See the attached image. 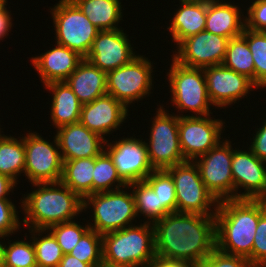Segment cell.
<instances>
[{
  "instance_id": "obj_5",
  "label": "cell",
  "mask_w": 266,
  "mask_h": 267,
  "mask_svg": "<svg viewBox=\"0 0 266 267\" xmlns=\"http://www.w3.org/2000/svg\"><path fill=\"white\" fill-rule=\"evenodd\" d=\"M51 10L56 43L86 58L100 29L92 24L72 0H60Z\"/></svg>"
},
{
  "instance_id": "obj_28",
  "label": "cell",
  "mask_w": 266,
  "mask_h": 267,
  "mask_svg": "<svg viewBox=\"0 0 266 267\" xmlns=\"http://www.w3.org/2000/svg\"><path fill=\"white\" fill-rule=\"evenodd\" d=\"M4 136L0 140V174L12 179L17 184V176L24 173L25 147L24 138Z\"/></svg>"
},
{
  "instance_id": "obj_23",
  "label": "cell",
  "mask_w": 266,
  "mask_h": 267,
  "mask_svg": "<svg viewBox=\"0 0 266 267\" xmlns=\"http://www.w3.org/2000/svg\"><path fill=\"white\" fill-rule=\"evenodd\" d=\"M244 28L245 20L242 21L238 6L207 0L205 31L231 39L242 35Z\"/></svg>"
},
{
  "instance_id": "obj_17",
  "label": "cell",
  "mask_w": 266,
  "mask_h": 267,
  "mask_svg": "<svg viewBox=\"0 0 266 267\" xmlns=\"http://www.w3.org/2000/svg\"><path fill=\"white\" fill-rule=\"evenodd\" d=\"M132 48L123 30H100L85 59L107 73L136 57Z\"/></svg>"
},
{
  "instance_id": "obj_36",
  "label": "cell",
  "mask_w": 266,
  "mask_h": 267,
  "mask_svg": "<svg viewBox=\"0 0 266 267\" xmlns=\"http://www.w3.org/2000/svg\"><path fill=\"white\" fill-rule=\"evenodd\" d=\"M30 241L16 240L8 246L4 245L3 267H37L35 249Z\"/></svg>"
},
{
  "instance_id": "obj_31",
  "label": "cell",
  "mask_w": 266,
  "mask_h": 267,
  "mask_svg": "<svg viewBox=\"0 0 266 267\" xmlns=\"http://www.w3.org/2000/svg\"><path fill=\"white\" fill-rule=\"evenodd\" d=\"M128 186L133 188L137 216L139 213L143 214V216L145 214L148 217L147 222L154 223L168 214L159 204L158 196L145 181H138ZM149 219L152 221H149Z\"/></svg>"
},
{
  "instance_id": "obj_40",
  "label": "cell",
  "mask_w": 266,
  "mask_h": 267,
  "mask_svg": "<svg viewBox=\"0 0 266 267\" xmlns=\"http://www.w3.org/2000/svg\"><path fill=\"white\" fill-rule=\"evenodd\" d=\"M16 206L9 199H0V235L9 236L19 229Z\"/></svg>"
},
{
  "instance_id": "obj_1",
  "label": "cell",
  "mask_w": 266,
  "mask_h": 267,
  "mask_svg": "<svg viewBox=\"0 0 266 267\" xmlns=\"http://www.w3.org/2000/svg\"><path fill=\"white\" fill-rule=\"evenodd\" d=\"M153 226L156 258L196 267L216 248L215 215L171 212Z\"/></svg>"
},
{
  "instance_id": "obj_27",
  "label": "cell",
  "mask_w": 266,
  "mask_h": 267,
  "mask_svg": "<svg viewBox=\"0 0 266 267\" xmlns=\"http://www.w3.org/2000/svg\"><path fill=\"white\" fill-rule=\"evenodd\" d=\"M100 30H117L122 20L120 0H72ZM117 23V24H116Z\"/></svg>"
},
{
  "instance_id": "obj_46",
  "label": "cell",
  "mask_w": 266,
  "mask_h": 267,
  "mask_svg": "<svg viewBox=\"0 0 266 267\" xmlns=\"http://www.w3.org/2000/svg\"><path fill=\"white\" fill-rule=\"evenodd\" d=\"M15 184L16 183L12 179L0 174V199H8L6 195L10 194V191L16 186Z\"/></svg>"
},
{
  "instance_id": "obj_35",
  "label": "cell",
  "mask_w": 266,
  "mask_h": 267,
  "mask_svg": "<svg viewBox=\"0 0 266 267\" xmlns=\"http://www.w3.org/2000/svg\"><path fill=\"white\" fill-rule=\"evenodd\" d=\"M69 254L96 267L103 261L102 235L89 228Z\"/></svg>"
},
{
  "instance_id": "obj_33",
  "label": "cell",
  "mask_w": 266,
  "mask_h": 267,
  "mask_svg": "<svg viewBox=\"0 0 266 267\" xmlns=\"http://www.w3.org/2000/svg\"><path fill=\"white\" fill-rule=\"evenodd\" d=\"M33 232V246L35 249L37 267H58L64 254L57 240L51 232L41 238L35 237V233H44L46 229H30Z\"/></svg>"
},
{
  "instance_id": "obj_10",
  "label": "cell",
  "mask_w": 266,
  "mask_h": 267,
  "mask_svg": "<svg viewBox=\"0 0 266 267\" xmlns=\"http://www.w3.org/2000/svg\"><path fill=\"white\" fill-rule=\"evenodd\" d=\"M151 61L137 55L128 64L107 72V94L126 108L133 101L148 95L152 87Z\"/></svg>"
},
{
  "instance_id": "obj_11",
  "label": "cell",
  "mask_w": 266,
  "mask_h": 267,
  "mask_svg": "<svg viewBox=\"0 0 266 267\" xmlns=\"http://www.w3.org/2000/svg\"><path fill=\"white\" fill-rule=\"evenodd\" d=\"M220 143L194 159L205 187L218 202L235 199L231 172L233 148L227 139Z\"/></svg>"
},
{
  "instance_id": "obj_29",
  "label": "cell",
  "mask_w": 266,
  "mask_h": 267,
  "mask_svg": "<svg viewBox=\"0 0 266 267\" xmlns=\"http://www.w3.org/2000/svg\"><path fill=\"white\" fill-rule=\"evenodd\" d=\"M222 64L228 69L247 76L254 83V61L243 35L229 39Z\"/></svg>"
},
{
  "instance_id": "obj_26",
  "label": "cell",
  "mask_w": 266,
  "mask_h": 267,
  "mask_svg": "<svg viewBox=\"0 0 266 267\" xmlns=\"http://www.w3.org/2000/svg\"><path fill=\"white\" fill-rule=\"evenodd\" d=\"M94 158L63 160L61 182L82 200L93 193Z\"/></svg>"
},
{
  "instance_id": "obj_45",
  "label": "cell",
  "mask_w": 266,
  "mask_h": 267,
  "mask_svg": "<svg viewBox=\"0 0 266 267\" xmlns=\"http://www.w3.org/2000/svg\"><path fill=\"white\" fill-rule=\"evenodd\" d=\"M58 267H95V266L92 264L81 262L76 257H73L70 254H65L61 259Z\"/></svg>"
},
{
  "instance_id": "obj_38",
  "label": "cell",
  "mask_w": 266,
  "mask_h": 267,
  "mask_svg": "<svg viewBox=\"0 0 266 267\" xmlns=\"http://www.w3.org/2000/svg\"><path fill=\"white\" fill-rule=\"evenodd\" d=\"M252 263L259 267H266V210L260 200V218L255 231Z\"/></svg>"
},
{
  "instance_id": "obj_41",
  "label": "cell",
  "mask_w": 266,
  "mask_h": 267,
  "mask_svg": "<svg viewBox=\"0 0 266 267\" xmlns=\"http://www.w3.org/2000/svg\"><path fill=\"white\" fill-rule=\"evenodd\" d=\"M248 17L245 20V28L252 31H264L266 29V0H255L247 10Z\"/></svg>"
},
{
  "instance_id": "obj_19",
  "label": "cell",
  "mask_w": 266,
  "mask_h": 267,
  "mask_svg": "<svg viewBox=\"0 0 266 267\" xmlns=\"http://www.w3.org/2000/svg\"><path fill=\"white\" fill-rule=\"evenodd\" d=\"M127 112L128 108L120 101L106 94L90 103L82 104L79 122L103 137L123 124Z\"/></svg>"
},
{
  "instance_id": "obj_37",
  "label": "cell",
  "mask_w": 266,
  "mask_h": 267,
  "mask_svg": "<svg viewBox=\"0 0 266 267\" xmlns=\"http://www.w3.org/2000/svg\"><path fill=\"white\" fill-rule=\"evenodd\" d=\"M89 225L82 227L75 221L63 222L55 224L47 229V232L53 234L57 243L62 249L63 254H69L71 250L79 242L82 235L89 229Z\"/></svg>"
},
{
  "instance_id": "obj_16",
  "label": "cell",
  "mask_w": 266,
  "mask_h": 267,
  "mask_svg": "<svg viewBox=\"0 0 266 267\" xmlns=\"http://www.w3.org/2000/svg\"><path fill=\"white\" fill-rule=\"evenodd\" d=\"M207 94L210 102L226 107L245 97L249 90L257 87L247 76L228 69L223 64L203 68Z\"/></svg>"
},
{
  "instance_id": "obj_30",
  "label": "cell",
  "mask_w": 266,
  "mask_h": 267,
  "mask_svg": "<svg viewBox=\"0 0 266 267\" xmlns=\"http://www.w3.org/2000/svg\"><path fill=\"white\" fill-rule=\"evenodd\" d=\"M118 183L114 190L129 188L118 176L116 167L112 158L104 150L100 155L95 157V166L93 173V193L112 191V185ZM124 186V187H123Z\"/></svg>"
},
{
  "instance_id": "obj_51",
  "label": "cell",
  "mask_w": 266,
  "mask_h": 267,
  "mask_svg": "<svg viewBox=\"0 0 266 267\" xmlns=\"http://www.w3.org/2000/svg\"><path fill=\"white\" fill-rule=\"evenodd\" d=\"M0 131H1V130H0ZM0 133H1V132H0ZM4 136H5V135L2 136V135L0 134V140H1Z\"/></svg>"
},
{
  "instance_id": "obj_14",
  "label": "cell",
  "mask_w": 266,
  "mask_h": 267,
  "mask_svg": "<svg viewBox=\"0 0 266 267\" xmlns=\"http://www.w3.org/2000/svg\"><path fill=\"white\" fill-rule=\"evenodd\" d=\"M105 151L112 158L117 174L126 184L144 181L155 169L152 167L145 141L133 137L123 138L114 144L107 143Z\"/></svg>"
},
{
  "instance_id": "obj_20",
  "label": "cell",
  "mask_w": 266,
  "mask_h": 267,
  "mask_svg": "<svg viewBox=\"0 0 266 267\" xmlns=\"http://www.w3.org/2000/svg\"><path fill=\"white\" fill-rule=\"evenodd\" d=\"M57 129L56 137L63 160L94 158L105 149L103 147L106 139L90 131L80 122L67 124Z\"/></svg>"
},
{
  "instance_id": "obj_6",
  "label": "cell",
  "mask_w": 266,
  "mask_h": 267,
  "mask_svg": "<svg viewBox=\"0 0 266 267\" xmlns=\"http://www.w3.org/2000/svg\"><path fill=\"white\" fill-rule=\"evenodd\" d=\"M89 205L94 208V225L89 227L101 235L128 227L137 216L133 193L120 189L92 193L83 200V209Z\"/></svg>"
},
{
  "instance_id": "obj_34",
  "label": "cell",
  "mask_w": 266,
  "mask_h": 267,
  "mask_svg": "<svg viewBox=\"0 0 266 267\" xmlns=\"http://www.w3.org/2000/svg\"><path fill=\"white\" fill-rule=\"evenodd\" d=\"M242 35L246 38L254 61V84L266 87V35L263 31L244 28Z\"/></svg>"
},
{
  "instance_id": "obj_8",
  "label": "cell",
  "mask_w": 266,
  "mask_h": 267,
  "mask_svg": "<svg viewBox=\"0 0 266 267\" xmlns=\"http://www.w3.org/2000/svg\"><path fill=\"white\" fill-rule=\"evenodd\" d=\"M165 170L172 176L174 181L177 212L200 215L216 214L211 212L213 210L209 208L215 206L216 209L218 201L205 187L194 161L186 160Z\"/></svg>"
},
{
  "instance_id": "obj_12",
  "label": "cell",
  "mask_w": 266,
  "mask_h": 267,
  "mask_svg": "<svg viewBox=\"0 0 266 267\" xmlns=\"http://www.w3.org/2000/svg\"><path fill=\"white\" fill-rule=\"evenodd\" d=\"M24 136V174L33 183L59 182L63 172V159L57 137L54 143L42 139L37 133ZM57 147V148H56Z\"/></svg>"
},
{
  "instance_id": "obj_2",
  "label": "cell",
  "mask_w": 266,
  "mask_h": 267,
  "mask_svg": "<svg viewBox=\"0 0 266 267\" xmlns=\"http://www.w3.org/2000/svg\"><path fill=\"white\" fill-rule=\"evenodd\" d=\"M215 211L216 248L226 254L248 258L260 218V199H226Z\"/></svg>"
},
{
  "instance_id": "obj_24",
  "label": "cell",
  "mask_w": 266,
  "mask_h": 267,
  "mask_svg": "<svg viewBox=\"0 0 266 267\" xmlns=\"http://www.w3.org/2000/svg\"><path fill=\"white\" fill-rule=\"evenodd\" d=\"M181 7L174 14L167 29L177 45L184 39L204 31L207 16V0H180Z\"/></svg>"
},
{
  "instance_id": "obj_48",
  "label": "cell",
  "mask_w": 266,
  "mask_h": 267,
  "mask_svg": "<svg viewBox=\"0 0 266 267\" xmlns=\"http://www.w3.org/2000/svg\"><path fill=\"white\" fill-rule=\"evenodd\" d=\"M96 267H128V266H119V265H112L109 263H106L104 261H102L99 265H97Z\"/></svg>"
},
{
  "instance_id": "obj_43",
  "label": "cell",
  "mask_w": 266,
  "mask_h": 267,
  "mask_svg": "<svg viewBox=\"0 0 266 267\" xmlns=\"http://www.w3.org/2000/svg\"><path fill=\"white\" fill-rule=\"evenodd\" d=\"M145 267H195L191 263L186 262H173L155 258L150 261Z\"/></svg>"
},
{
  "instance_id": "obj_39",
  "label": "cell",
  "mask_w": 266,
  "mask_h": 267,
  "mask_svg": "<svg viewBox=\"0 0 266 267\" xmlns=\"http://www.w3.org/2000/svg\"><path fill=\"white\" fill-rule=\"evenodd\" d=\"M196 267H259V266L252 263L248 258L229 255L215 248Z\"/></svg>"
},
{
  "instance_id": "obj_42",
  "label": "cell",
  "mask_w": 266,
  "mask_h": 267,
  "mask_svg": "<svg viewBox=\"0 0 266 267\" xmlns=\"http://www.w3.org/2000/svg\"><path fill=\"white\" fill-rule=\"evenodd\" d=\"M249 149L259 159L266 161V120L262 127L256 131V135L253 137V142Z\"/></svg>"
},
{
  "instance_id": "obj_25",
  "label": "cell",
  "mask_w": 266,
  "mask_h": 267,
  "mask_svg": "<svg viewBox=\"0 0 266 267\" xmlns=\"http://www.w3.org/2000/svg\"><path fill=\"white\" fill-rule=\"evenodd\" d=\"M53 92L51 120L56 128L80 121L82 103L65 82H50L45 85Z\"/></svg>"
},
{
  "instance_id": "obj_18",
  "label": "cell",
  "mask_w": 266,
  "mask_h": 267,
  "mask_svg": "<svg viewBox=\"0 0 266 267\" xmlns=\"http://www.w3.org/2000/svg\"><path fill=\"white\" fill-rule=\"evenodd\" d=\"M265 163L266 161L259 159L250 149L248 152L233 150L231 172L234 191L244 187L246 192H236L235 199H260L266 193Z\"/></svg>"
},
{
  "instance_id": "obj_3",
  "label": "cell",
  "mask_w": 266,
  "mask_h": 267,
  "mask_svg": "<svg viewBox=\"0 0 266 267\" xmlns=\"http://www.w3.org/2000/svg\"><path fill=\"white\" fill-rule=\"evenodd\" d=\"M32 185L39 188L24 196L21 205L25 211L23 222L29 229L47 230L55 224L73 221L83 211V200L61 181Z\"/></svg>"
},
{
  "instance_id": "obj_21",
  "label": "cell",
  "mask_w": 266,
  "mask_h": 267,
  "mask_svg": "<svg viewBox=\"0 0 266 267\" xmlns=\"http://www.w3.org/2000/svg\"><path fill=\"white\" fill-rule=\"evenodd\" d=\"M84 58L77 52L57 43V46L40 56L32 57L44 85L65 81Z\"/></svg>"
},
{
  "instance_id": "obj_47",
  "label": "cell",
  "mask_w": 266,
  "mask_h": 267,
  "mask_svg": "<svg viewBox=\"0 0 266 267\" xmlns=\"http://www.w3.org/2000/svg\"><path fill=\"white\" fill-rule=\"evenodd\" d=\"M4 236L0 235V238H3ZM3 252H4V245L0 242V267H3Z\"/></svg>"
},
{
  "instance_id": "obj_13",
  "label": "cell",
  "mask_w": 266,
  "mask_h": 267,
  "mask_svg": "<svg viewBox=\"0 0 266 267\" xmlns=\"http://www.w3.org/2000/svg\"><path fill=\"white\" fill-rule=\"evenodd\" d=\"M209 116L179 115V143L185 160L194 161L221 142L223 122Z\"/></svg>"
},
{
  "instance_id": "obj_32",
  "label": "cell",
  "mask_w": 266,
  "mask_h": 267,
  "mask_svg": "<svg viewBox=\"0 0 266 267\" xmlns=\"http://www.w3.org/2000/svg\"><path fill=\"white\" fill-rule=\"evenodd\" d=\"M159 198V204L169 214L177 212V199L172 176L165 170H154L144 180Z\"/></svg>"
},
{
  "instance_id": "obj_15",
  "label": "cell",
  "mask_w": 266,
  "mask_h": 267,
  "mask_svg": "<svg viewBox=\"0 0 266 267\" xmlns=\"http://www.w3.org/2000/svg\"><path fill=\"white\" fill-rule=\"evenodd\" d=\"M229 39L201 31L182 40L173 59L188 67L205 68L222 64Z\"/></svg>"
},
{
  "instance_id": "obj_9",
  "label": "cell",
  "mask_w": 266,
  "mask_h": 267,
  "mask_svg": "<svg viewBox=\"0 0 266 267\" xmlns=\"http://www.w3.org/2000/svg\"><path fill=\"white\" fill-rule=\"evenodd\" d=\"M179 116L167 113L163 107L157 111L146 143L148 157L155 170H163L185 162L178 135Z\"/></svg>"
},
{
  "instance_id": "obj_50",
  "label": "cell",
  "mask_w": 266,
  "mask_h": 267,
  "mask_svg": "<svg viewBox=\"0 0 266 267\" xmlns=\"http://www.w3.org/2000/svg\"><path fill=\"white\" fill-rule=\"evenodd\" d=\"M260 200L262 201L264 208L266 210V193L260 198Z\"/></svg>"
},
{
  "instance_id": "obj_7",
  "label": "cell",
  "mask_w": 266,
  "mask_h": 267,
  "mask_svg": "<svg viewBox=\"0 0 266 267\" xmlns=\"http://www.w3.org/2000/svg\"><path fill=\"white\" fill-rule=\"evenodd\" d=\"M168 72L172 93L171 101L179 110H190L198 116L210 115V99L207 94L203 68L188 67L172 59Z\"/></svg>"
},
{
  "instance_id": "obj_22",
  "label": "cell",
  "mask_w": 266,
  "mask_h": 267,
  "mask_svg": "<svg viewBox=\"0 0 266 267\" xmlns=\"http://www.w3.org/2000/svg\"><path fill=\"white\" fill-rule=\"evenodd\" d=\"M107 73L85 58L65 80L82 104L107 94Z\"/></svg>"
},
{
  "instance_id": "obj_44",
  "label": "cell",
  "mask_w": 266,
  "mask_h": 267,
  "mask_svg": "<svg viewBox=\"0 0 266 267\" xmlns=\"http://www.w3.org/2000/svg\"><path fill=\"white\" fill-rule=\"evenodd\" d=\"M11 15L7 9L0 13V40L6 36L12 27Z\"/></svg>"
},
{
  "instance_id": "obj_4",
  "label": "cell",
  "mask_w": 266,
  "mask_h": 267,
  "mask_svg": "<svg viewBox=\"0 0 266 267\" xmlns=\"http://www.w3.org/2000/svg\"><path fill=\"white\" fill-rule=\"evenodd\" d=\"M144 222L102 235L103 261L112 265L145 267L156 258L154 226Z\"/></svg>"
},
{
  "instance_id": "obj_49",
  "label": "cell",
  "mask_w": 266,
  "mask_h": 267,
  "mask_svg": "<svg viewBox=\"0 0 266 267\" xmlns=\"http://www.w3.org/2000/svg\"><path fill=\"white\" fill-rule=\"evenodd\" d=\"M7 0H0V13L6 9Z\"/></svg>"
}]
</instances>
